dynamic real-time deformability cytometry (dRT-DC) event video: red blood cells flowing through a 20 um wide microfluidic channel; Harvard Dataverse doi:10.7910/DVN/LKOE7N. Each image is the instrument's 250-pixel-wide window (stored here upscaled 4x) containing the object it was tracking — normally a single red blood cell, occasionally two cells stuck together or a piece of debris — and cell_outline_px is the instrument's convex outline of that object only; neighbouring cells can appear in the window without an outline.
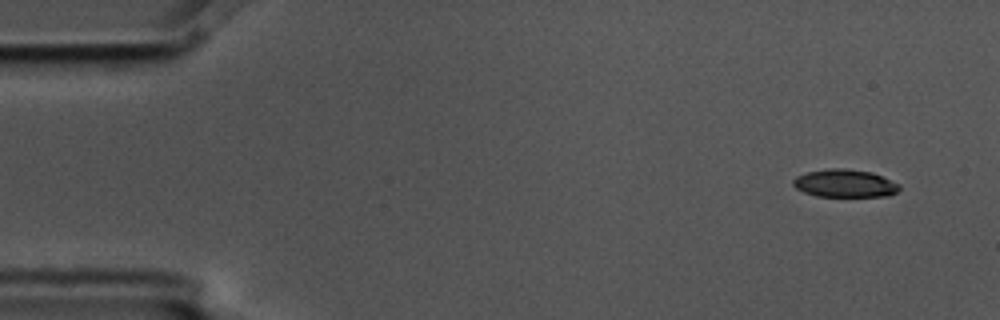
{"species": "common noctule bat (a hibernating species)", "species_latin": "Nyctalus noctula", "temperature_condition": "cold", "stored_images_in_passage": 9, "camera_frame_rate_fps": 3000, "um_per_image_px": 0.085, "animal": {"sex": "male", "body_mass_g": 17.5, "forearm_length_mm": 52.3}, "frame": {"image": 1, "passage_image": 1, "time_ms": 0.0, "image_size_px": [1000, 320], "cell_outline_px": [[900, 188], [896, 192], [888, 196], [816, 196], [804, 192], [796, 188], [792, 184], [792, 180], [796, 176], [808, 172], [828, 168], [844, 168], [872, 172], [900, 184]], "centroid_in_image_um": [71.8, 15.58], "position_along_channel_um": 13.2, "area_um2": 17.22}}